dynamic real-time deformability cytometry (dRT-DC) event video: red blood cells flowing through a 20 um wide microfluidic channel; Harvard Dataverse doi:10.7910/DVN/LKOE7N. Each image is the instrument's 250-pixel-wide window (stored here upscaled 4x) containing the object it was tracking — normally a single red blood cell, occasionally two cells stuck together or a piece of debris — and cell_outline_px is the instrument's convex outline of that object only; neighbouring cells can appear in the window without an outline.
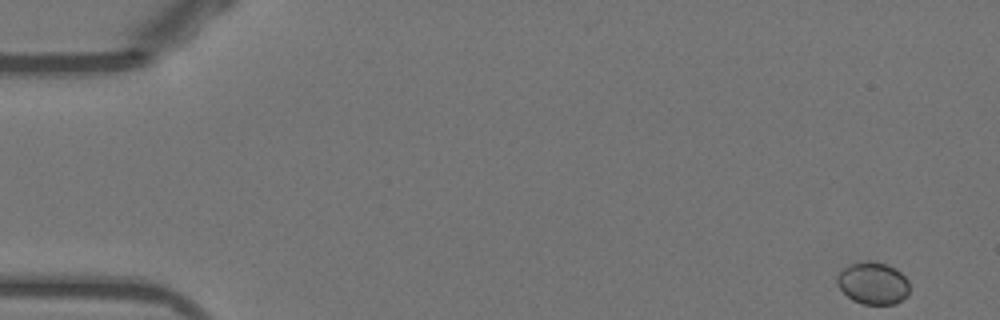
{"species": "Egyptian fruit bat (a non-hibernating species)", "species_latin": "Rousettus aegyptiacus", "temperature_condition": "warm", "stored_images_in_passage": 51, "camera_frame_rate_fps": 3000, "um_per_image_px": 0.085, "animal": {"sex": "female"}, "frame": {"image": 1, "passage_image": 1, "time_ms": 0.0, "image_size_px": [1000, 320], "cell_outline_px": [[908, 296], [896, 304], [864, 304], [852, 300], [836, 284], [836, 276], [848, 264], [868, 260], [888, 264], [896, 268], [908, 280]], "centroid_in_image_um": [74.2, 24.06], "position_along_channel_um": 10.8, "area_um2": 17.98}}
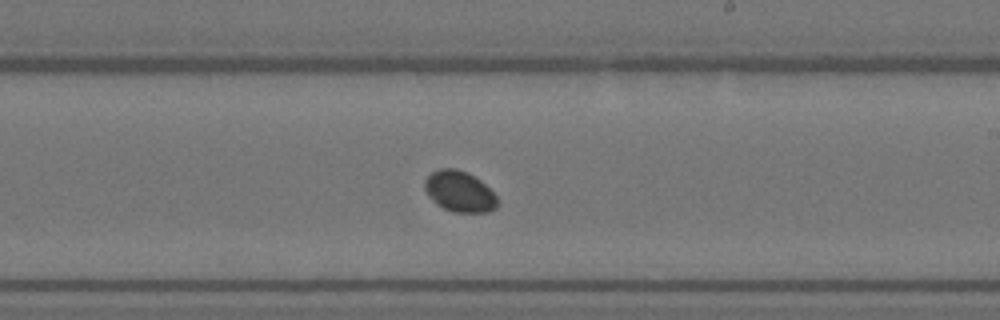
{"frame": {"image": 2, "passage_image": 30, "time_ms": 9.667, "image_size_px": [1000, 320], "cell_outline_px": [[496, 208], [488, 212], [452, 212], [436, 204], [428, 196], [424, 188], [424, 180], [432, 172], [440, 168], [456, 168], [468, 172], [480, 180], [496, 196]], "centroid_in_image_um": [39.02, 16.27], "position_along_channel_um": 250.0, "area_um2": 17.28}}
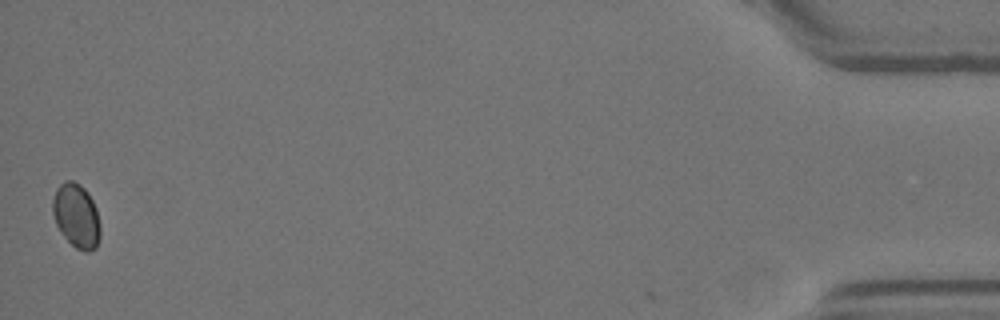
{"frame": {"image": 3, "passage_image": 51, "time_ms": 16.667, "image_size_px": [1000, 320], "cell_outline_px": [[100, 236], [96, 248], [88, 252], [84, 252], [76, 248], [60, 232], [56, 224], [52, 212], [52, 200], [56, 188], [64, 180], [72, 180], [80, 184], [88, 192], [96, 208], [100, 228]], "centroid_in_image_um": [6.48, 18.33], "position_along_channel_um": 428.7, "area_um2": 17.92}, "authors_computed_cell_mechanics": {"area_um2": 17.2822, "velocity_mm_per_s": 3.8563, "shape_relaxation_time_tau1_ms": 0.3228, "shape_relaxation_time_tau2_ms": null, "deformation_change_tau1": 0.0183, "deformation_change_tau2": null}}